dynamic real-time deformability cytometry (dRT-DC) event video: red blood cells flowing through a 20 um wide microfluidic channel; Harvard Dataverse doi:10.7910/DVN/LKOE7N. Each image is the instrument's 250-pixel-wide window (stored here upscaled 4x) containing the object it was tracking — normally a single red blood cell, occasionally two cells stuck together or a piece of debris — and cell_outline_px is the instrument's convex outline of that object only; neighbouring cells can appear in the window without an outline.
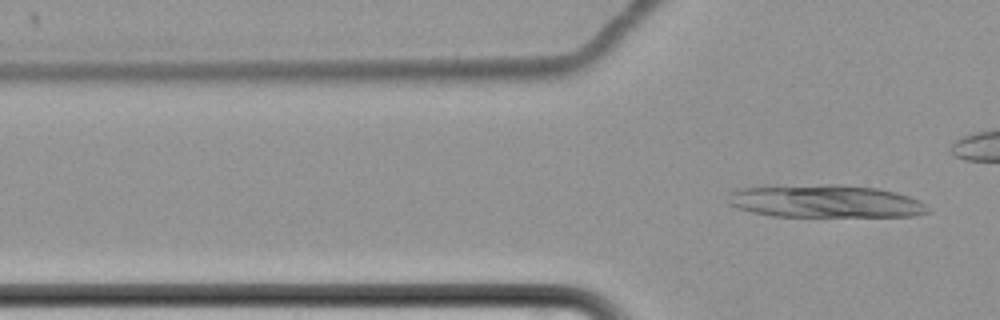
{"species": "common noctule bat (a hibernating species)", "species_latin": "Nyctalus noctula", "temperature_condition": "cold", "stored_images_in_passage": 6, "segment_of_instrument_passage": [2, 2], "camera_frame_rate_fps": 3000, "um_per_image_px": 0.085, "animal": {"sex": "female", "body_mass_g": 22.7, "forearm_length_mm": 54.2}, "frame": {"image": 1, "passage_image": 6, "time_ms": 6.0, "image_size_px": [1000, 320], "cell_outline_px": [[932, 212], [916, 216], [772, 216], [752, 212], [736, 208], [728, 204], [728, 192], [740, 188], [828, 184], [840, 184], [876, 188], [896, 192], [920, 200], [932, 208]], "centroid_in_image_um": [70.2, 17.11], "position_along_channel_um": 55.6, "area_um2": 38.38}}